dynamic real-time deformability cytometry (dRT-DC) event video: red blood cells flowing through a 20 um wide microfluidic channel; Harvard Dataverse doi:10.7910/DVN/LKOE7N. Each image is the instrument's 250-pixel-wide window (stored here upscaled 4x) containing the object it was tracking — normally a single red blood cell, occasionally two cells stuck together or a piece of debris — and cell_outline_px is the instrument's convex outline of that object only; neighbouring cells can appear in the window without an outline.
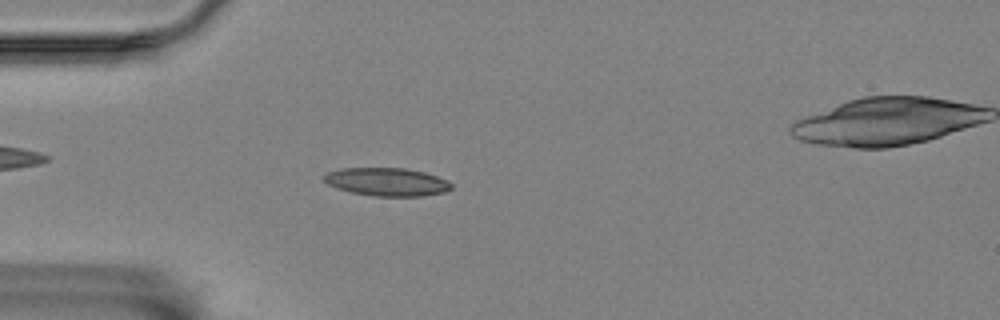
{"species": "Egyptian fruit bat (a non-hibernating species)", "species_latin": "Rousettus aegyptiacus", "temperature_condition": "room temperature", "stored_images_in_passage": 55, "camera_frame_rate_fps": 3000, "um_per_image_px": 0.085, "animal": {"sex": "female"}, "frame": {"image": 1, "passage_image": 15, "time_ms": 4.667, "image_size_px": [1000, 320], "cell_outline_px": [[452, 188], [444, 192], [424, 196], [376, 196], [352, 192], [336, 188], [328, 184], [324, 180], [324, 176], [328, 172], [340, 168], [404, 168], [424, 172], [436, 176], [452, 184]], "centroid_in_image_um": [32.87, 15.46], "position_along_channel_um": 52.1, "area_um2": 20.69}}
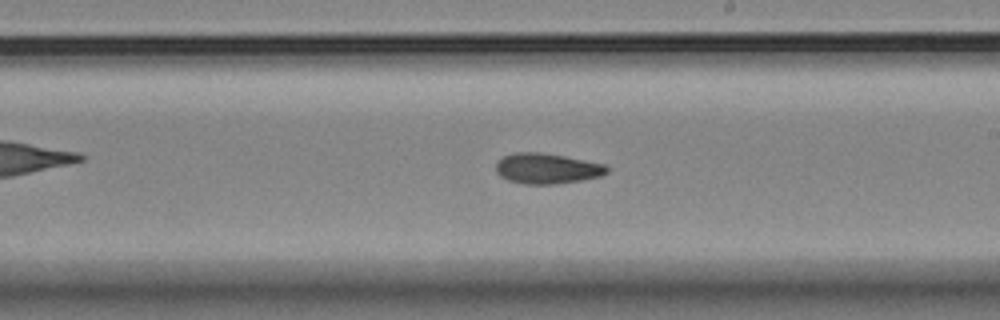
{"frame": {"image": 2, "passage_image": 32, "time_ms": 10.333, "image_size_px": [1000, 320], "cell_outline_px": [[608, 172], [600, 176], [580, 180], [556, 184], [524, 184], [508, 180], [500, 176], [496, 172], [496, 160], [504, 156], [516, 152], [540, 152], [564, 156], [604, 164], [608, 168]], "centroid_in_image_um": [46.45, 14.32], "position_along_channel_um": 242.6, "area_um2": 19.65}}
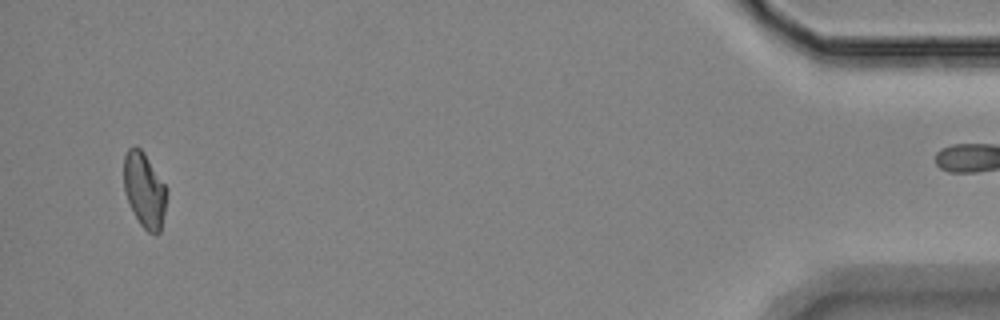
{"frame": {"image": 3, "passage_image": 54, "time_ms": 17.667, "image_size_px": [1000, 320], "cell_outline_px": [[168, 192], [160, 232], [156, 236], [148, 232], [140, 224], [124, 192], [124, 156], [128, 148], [140, 148], [144, 152], [168, 188]], "centroid_in_image_um": [12.3, 16.16], "position_along_channel_um": 422.9, "area_um2": 18.73}}